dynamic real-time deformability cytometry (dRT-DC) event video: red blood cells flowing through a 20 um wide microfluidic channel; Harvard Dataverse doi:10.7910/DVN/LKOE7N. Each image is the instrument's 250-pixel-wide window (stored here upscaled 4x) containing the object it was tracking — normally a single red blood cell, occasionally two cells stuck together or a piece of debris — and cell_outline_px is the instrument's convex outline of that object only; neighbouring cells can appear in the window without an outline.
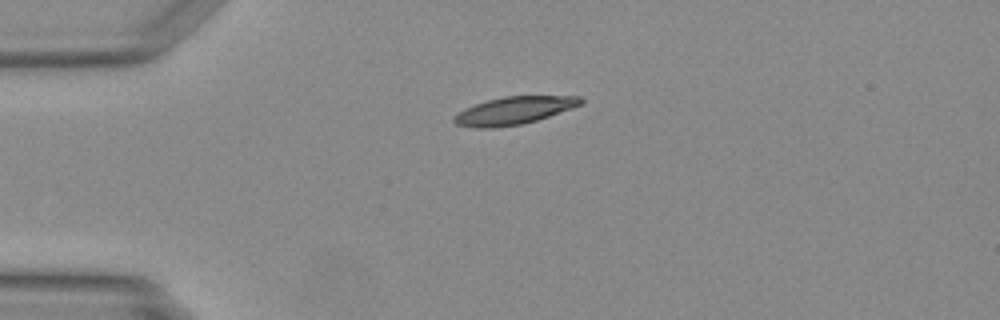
{"species": "Egyptian fruit bat (a non-hibernating species)", "species_latin": "Rousettus aegyptiacus", "temperature_condition": "warm", "stored_images_in_passage": 38, "camera_frame_rate_fps": 3000, "um_per_image_px": 0.085, "animal": {"sex": "female"}, "frame": {"image": 1, "passage_image": 1, "time_ms": 0.0, "image_size_px": [1000, 320], "cell_outline_px": [[584, 104], [536, 120], [520, 124], [492, 128], [476, 128], [456, 124], [452, 120], [452, 116], [464, 108], [488, 100], [504, 96], [580, 96], [584, 100]], "centroid_in_image_um": [43.67, 9.39], "position_along_channel_um": 41.3, "area_um2": 20.35}}
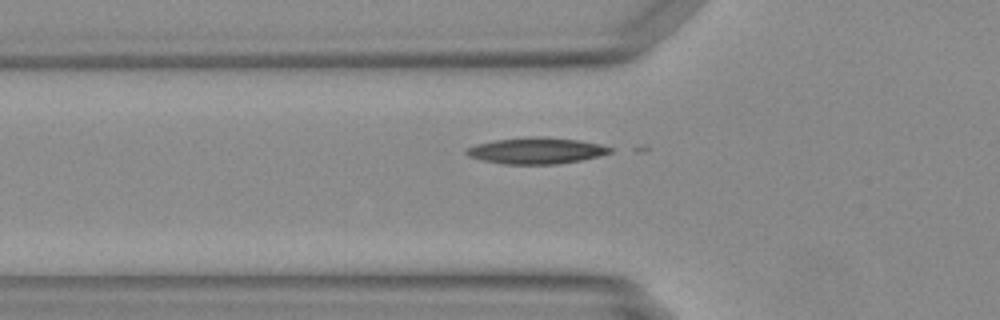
{"frame": {"image": 2, "passage_image": 6, "time_ms": 1.667, "image_size_px": [1000, 320], "cell_outline_px": [[612, 152], [600, 156], [580, 160], [556, 164], [504, 164], [484, 160], [468, 156], [464, 152], [464, 148], [476, 144], [492, 140], [524, 136], [544, 136], [576, 140], [600, 144], [612, 148]], "centroid_in_image_um": [45.54, 12.79], "position_along_channel_um": 80.3, "area_um2": 22.2}}
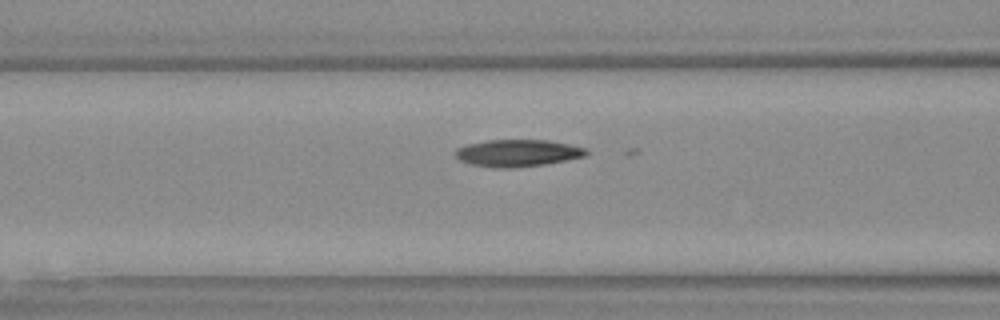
{"frame": {"image": 3, "passage_image": 9, "time_ms": 2.667, "image_size_px": [1000, 320], "cell_outline_px": [[588, 152], [584, 156], [544, 164], [512, 168], [496, 168], [472, 164], [460, 160], [452, 152], [456, 148], [468, 144], [488, 140], [548, 140], [568, 144], [584, 148]], "centroid_in_image_um": [43.94, 13.0], "position_along_channel_um": 122.7, "area_um2": 20.4}}